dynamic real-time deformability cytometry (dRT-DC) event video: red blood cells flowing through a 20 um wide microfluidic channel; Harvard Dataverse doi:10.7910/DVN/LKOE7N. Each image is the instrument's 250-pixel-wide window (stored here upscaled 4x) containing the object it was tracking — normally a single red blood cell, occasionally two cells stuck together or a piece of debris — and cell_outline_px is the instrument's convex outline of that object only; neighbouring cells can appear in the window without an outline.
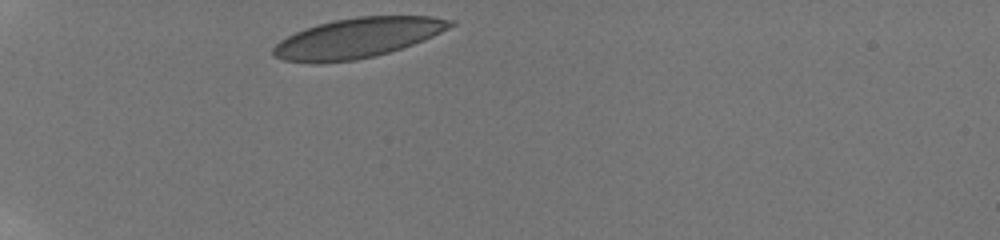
{"species": "human", "species_latin": "Homo sapiens", "temperature_condition": "room temperature", "stored_images_in_passage": 3, "camera_frame_rate_fps": 3000, "um_per_image_px": 0.085, "donor": {"sex": "male"}, "frame": {"image": 1, "passage_image": 1, "time_ms": 0.0, "image_size_px": [1000, 240], "cell_outline_px": [[456, 24], [424, 40], [376, 56], [356, 60], [316, 64], [284, 60], [272, 56], [272, 48], [280, 40], [304, 28], [336, 20], [356, 16], [432, 16], [456, 20]], "centroid_in_image_um": [30.38, 3.23], "position_along_channel_um": 54.6, "area_um2": 41.21}}